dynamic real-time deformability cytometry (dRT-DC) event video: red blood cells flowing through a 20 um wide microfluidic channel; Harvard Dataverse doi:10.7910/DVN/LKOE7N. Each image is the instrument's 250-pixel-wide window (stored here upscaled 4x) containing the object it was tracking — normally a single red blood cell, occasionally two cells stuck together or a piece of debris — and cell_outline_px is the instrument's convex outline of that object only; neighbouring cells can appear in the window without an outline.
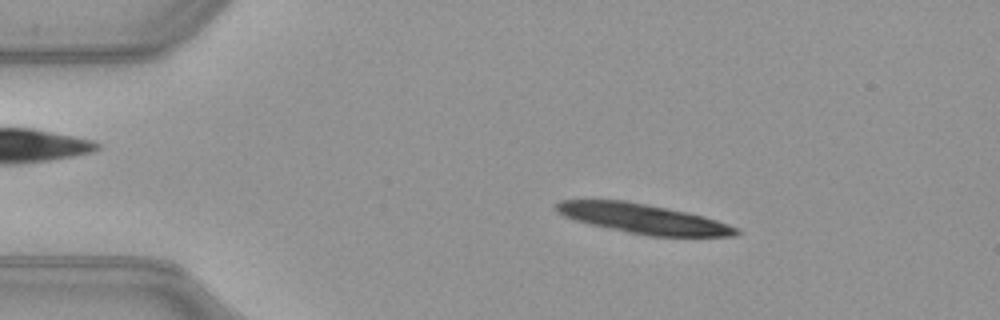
{"species": "common noctule bat (a hibernating species)", "species_latin": "Nyctalus noctula", "temperature_condition": "warm", "stored_images_in_passage": 51, "camera_frame_rate_fps": 3000, "um_per_image_px": 0.085, "animal": {"sex": "female", "body_mass_g": 21.9}, "frame": {"image": 1, "passage_image": 8, "time_ms": 2.333, "image_size_px": [1000, 320], "cell_outline_px": [[740, 232], [736, 236], [648, 236], [608, 228], [576, 220], [564, 216], [556, 212], [556, 204], [560, 200], [628, 200], [688, 212], [704, 216], [740, 228]], "centroid_in_image_um": [54.7, 18.58], "position_along_channel_um": 30.3, "area_um2": 31.04}}
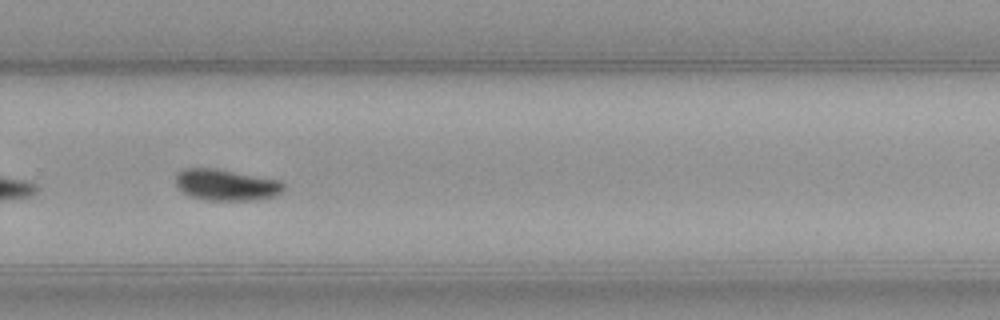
{"frame": {"image": 2, "passage_image": 34, "time_ms": 11.0, "image_size_px": [1000, 320], "cell_outline_px": [[284, 188], [280, 192], [272, 196], [252, 200], [208, 200], [192, 196], [184, 192], [176, 184], [176, 172], [184, 168], [220, 168], [280, 180], [284, 184]], "centroid_in_image_um": [19.22, 15.68], "position_along_channel_um": 310.6, "area_um2": 19.65}}
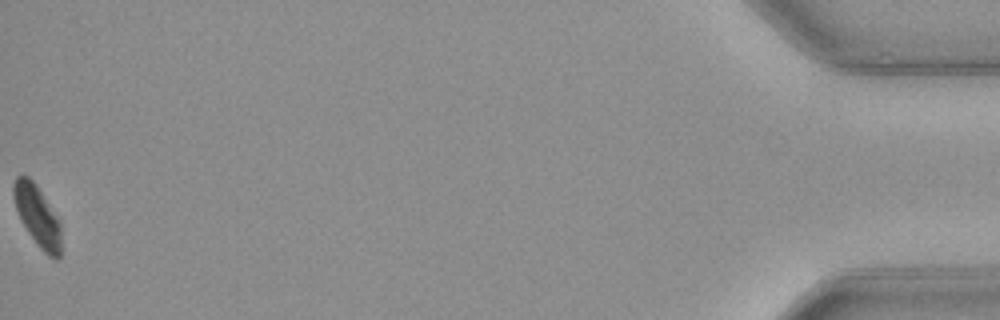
{"frame": {"image": 3, "passage_image": 51, "time_ms": 16.667, "image_size_px": [1000, 320], "cell_outline_px": [[60, 256], [56, 260], [48, 256], [36, 244], [20, 220], [12, 196], [12, 188], [16, 176], [20, 172], [28, 176], [36, 184], [60, 220]], "centroid_in_image_um": [3.15, 18.31], "position_along_channel_um": 432.0, "area_um2": 17.11}, "authors_computed_cell_mechanics": {"area_um2": 19.9988, "velocity_mm_per_s": 3.9954, "shape_relaxation_time_tau1_ms": 2.1425, "shape_relaxation_time_tau2_ms": null, "deformation_change_tau1": 0.1149, "deformation_change_tau2": null}}